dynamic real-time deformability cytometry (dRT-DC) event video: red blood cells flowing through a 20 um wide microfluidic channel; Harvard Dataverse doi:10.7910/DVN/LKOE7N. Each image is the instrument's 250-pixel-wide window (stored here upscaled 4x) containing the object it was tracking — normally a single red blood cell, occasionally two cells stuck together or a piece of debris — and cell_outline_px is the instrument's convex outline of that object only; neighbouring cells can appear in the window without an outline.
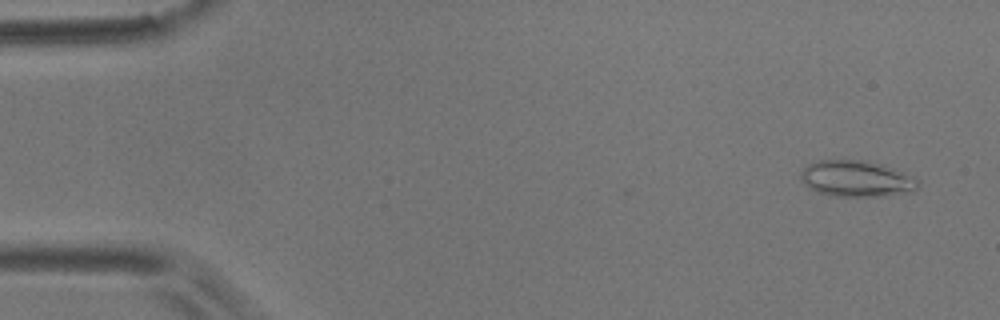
{"species": "common noctule bat (a hibernating species)", "species_latin": "Nyctalus noctula", "temperature_condition": "room temperature", "stored_images_in_passage": 5, "camera_frame_rate_fps": 3000, "um_per_image_px": 0.085, "animal": {"sex": "male", "body_mass_g": 17.9}, "frame": {"image": 1, "passage_image": 1, "time_ms": 0.0, "image_size_px": [1000, 320], "cell_outline_px": [[916, 188], [912, 192], [884, 196], [836, 196], [816, 192], [804, 184], [800, 176], [800, 172], [808, 164], [820, 160], [864, 160], [892, 168], [912, 176], [916, 180]], "centroid_in_image_um": [72.75, 15.19], "position_along_channel_um": 12.2, "area_um2": 24.45}}